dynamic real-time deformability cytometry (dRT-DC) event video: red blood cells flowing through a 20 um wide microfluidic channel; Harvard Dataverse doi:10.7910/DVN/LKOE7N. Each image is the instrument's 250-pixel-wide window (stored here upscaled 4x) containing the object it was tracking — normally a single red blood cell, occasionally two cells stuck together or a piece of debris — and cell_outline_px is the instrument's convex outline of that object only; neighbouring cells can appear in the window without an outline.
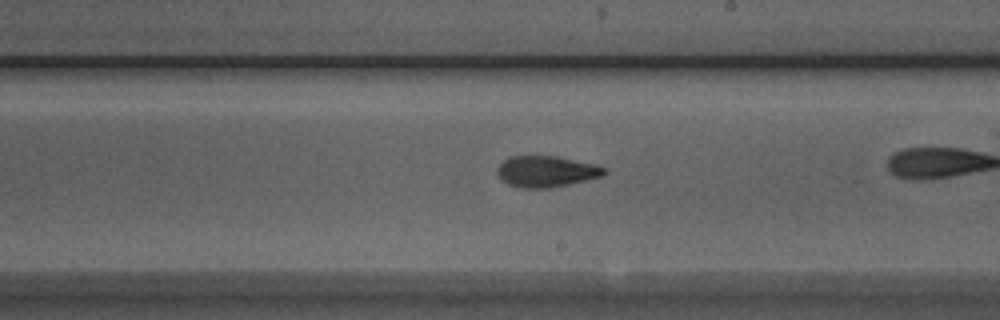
{"species": "Egyptian fruit bat (a non-hibernating species)", "species_latin": "Rousettus aegyptiacus", "temperature_condition": "room temperature", "stored_images_in_passage": 24, "camera_frame_rate_fps": 3000, "um_per_image_px": 0.085, "animal": {"sex": "male"}, "frame": {"image": 1, "passage_image": 14, "time_ms": 4.333, "image_size_px": [1000, 320], "cell_outline_px": [[608, 172], [604, 176], [568, 184], [548, 188], [520, 188], [508, 184], [496, 172], [496, 168], [508, 156], [556, 156], [596, 164], [608, 168]], "centroid_in_image_um": [46.47, 14.57], "position_along_channel_um": 242.5, "area_um2": 19.54}}
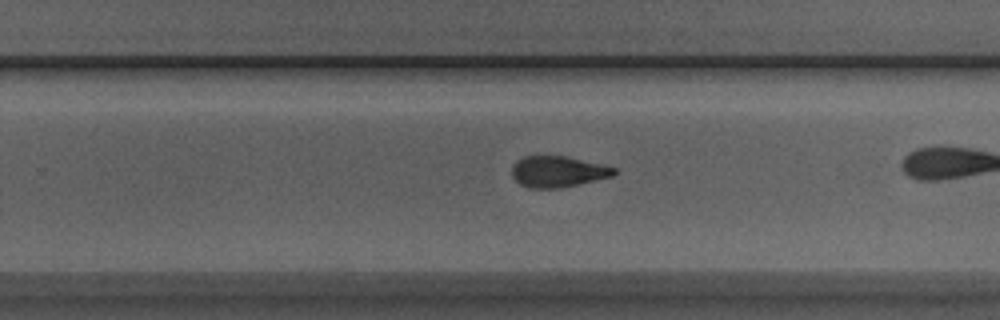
{"frame": {"image": 2, "passage_image": 17, "time_ms": 5.333, "image_size_px": [1000, 320], "cell_outline_px": [[616, 172], [612, 176], [560, 188], [528, 188], [520, 184], [512, 176], [512, 164], [516, 160], [524, 156], [568, 156], [616, 168]], "centroid_in_image_um": [47.37, 14.58], "position_along_channel_um": 282.4, "area_um2": 18.44}}